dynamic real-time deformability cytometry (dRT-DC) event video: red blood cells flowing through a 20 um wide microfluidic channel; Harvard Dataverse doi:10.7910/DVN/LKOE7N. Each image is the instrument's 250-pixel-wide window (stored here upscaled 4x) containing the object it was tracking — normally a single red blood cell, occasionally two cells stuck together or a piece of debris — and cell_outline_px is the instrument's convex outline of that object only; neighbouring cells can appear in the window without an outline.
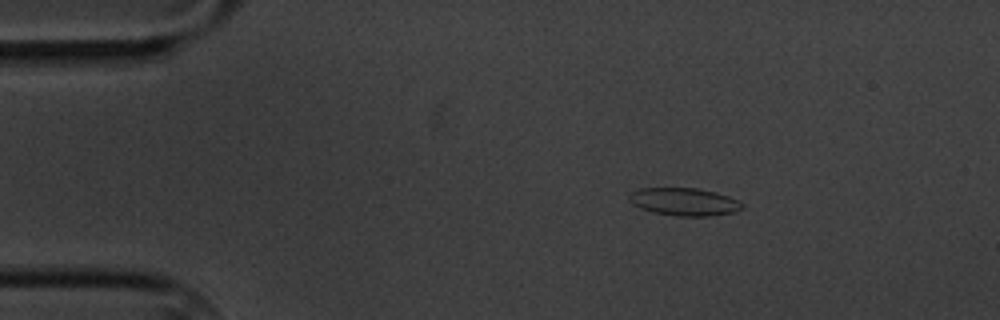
{"species": "common noctule bat (a hibernating species)", "species_latin": "Nyctalus noctula", "temperature_condition": "cold", "stored_images_in_passage": 3, "camera_frame_rate_fps": 3000, "um_per_image_px": 0.085, "animal": {"sex": "male", "body_mass_g": 20.1, "forearm_length_mm": 53.5}, "frame": {"image": 1, "passage_image": 1, "time_ms": 0.0, "image_size_px": [1000, 320], "cell_outline_px": [[744, 208], [736, 212], [708, 216], [676, 216], [652, 212], [640, 208], [632, 204], [628, 200], [628, 196], [632, 192], [640, 188], [696, 188], [716, 192], [740, 200], [744, 204]], "centroid_in_image_um": [58.18, 17.15], "position_along_channel_um": 26.8, "area_um2": 18.5}}